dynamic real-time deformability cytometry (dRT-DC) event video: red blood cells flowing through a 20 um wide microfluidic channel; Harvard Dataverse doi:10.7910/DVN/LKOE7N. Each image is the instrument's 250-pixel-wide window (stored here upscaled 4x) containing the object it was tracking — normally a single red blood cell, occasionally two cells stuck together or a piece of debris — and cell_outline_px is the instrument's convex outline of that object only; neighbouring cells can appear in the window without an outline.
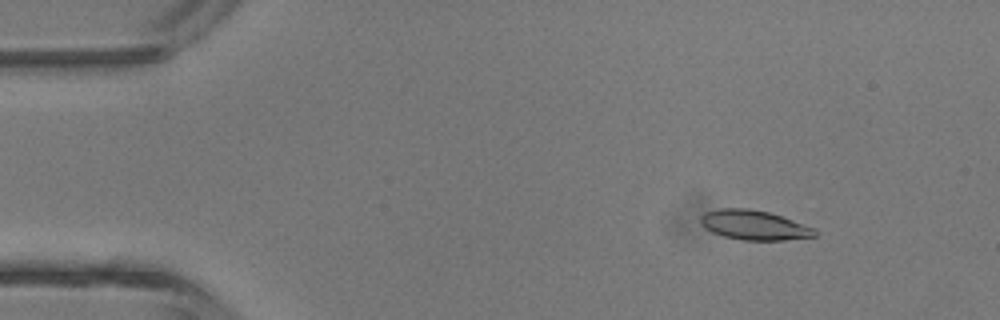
{"species": "common noctule bat (a hibernating species)", "species_latin": "Nyctalus noctula", "temperature_condition": "room temperature", "stored_images_in_passage": 3, "camera_frame_rate_fps": 3000, "um_per_image_px": 0.085, "animal": {"sex": "male", "body_mass_g": 13.3}, "frame": {"image": 1, "passage_image": 1, "time_ms": 0.0, "image_size_px": [1000, 320], "cell_outline_px": [[816, 236], [784, 240], [740, 240], [724, 236], [712, 232], [704, 228], [700, 224], [700, 216], [704, 212], [720, 208], [748, 208], [768, 212], [816, 228]], "centroid_in_image_um": [64.06, 19.13], "position_along_channel_um": 20.9, "area_um2": 19.77}}
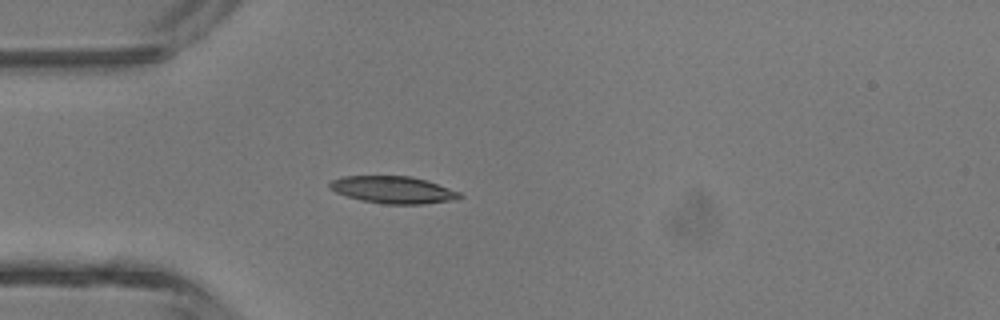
{"frame": {"image": 2, "passage_image": 3, "time_ms": 2.333, "image_size_px": [1000, 320], "cell_outline_px": [[464, 196], [456, 200], [424, 204], [384, 204], [360, 200], [336, 192], [328, 188], [328, 184], [332, 180], [344, 176], [412, 176], [460, 192]], "centroid_in_image_um": [33.41, 16.14], "position_along_channel_um": 51.6, "area_um2": 20.52}}